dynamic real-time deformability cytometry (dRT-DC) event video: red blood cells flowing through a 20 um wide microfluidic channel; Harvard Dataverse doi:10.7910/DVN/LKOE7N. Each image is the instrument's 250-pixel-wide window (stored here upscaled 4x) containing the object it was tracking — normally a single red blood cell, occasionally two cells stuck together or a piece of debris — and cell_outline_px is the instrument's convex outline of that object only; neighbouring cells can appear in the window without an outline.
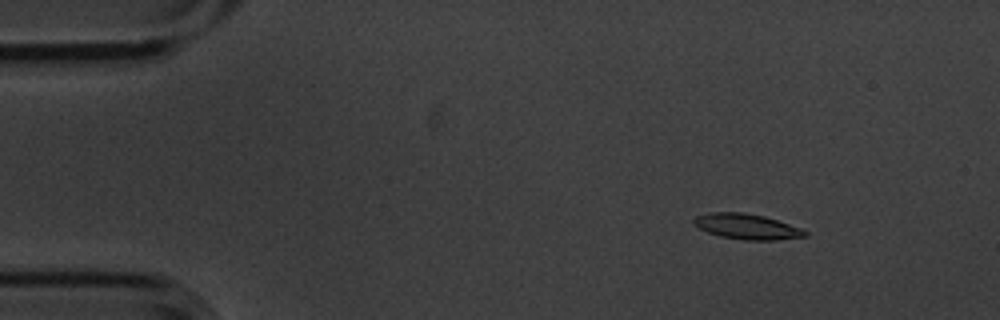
{"species": "common noctule bat (a hibernating species)", "species_latin": "Nyctalus noctula", "temperature_condition": "cold", "stored_images_in_passage": 8, "camera_frame_rate_fps": 3000, "um_per_image_px": 0.085, "animal": {"sex": "male", "body_mass_g": 20.1, "forearm_length_mm": 53.5}, "frame": {"image": 1, "passage_image": 1, "time_ms": 0.0, "image_size_px": [1000, 320], "cell_outline_px": [[808, 236], [776, 240], [744, 240], [720, 236], [708, 232], [692, 224], [692, 220], [696, 216], [708, 212], [744, 212], [764, 216], [800, 228], [808, 232]], "centroid_in_image_um": [63.45, 19.25], "position_along_channel_um": 21.5, "area_um2": 16.47}}
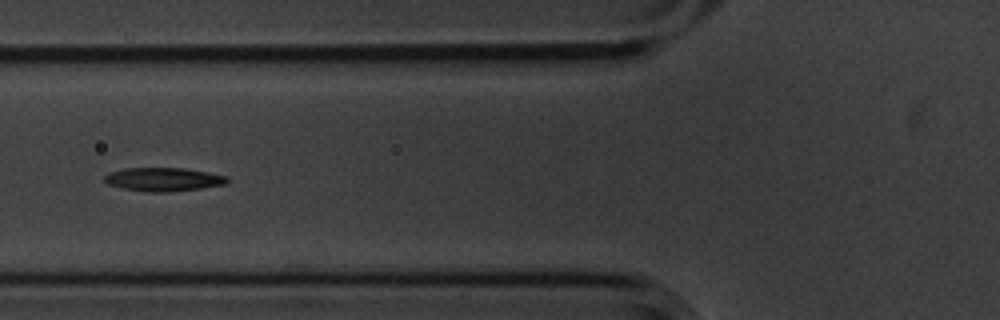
{"frame": {"image": 2, "passage_image": 5, "time_ms": 1.333, "image_size_px": [1000, 320], "cell_outline_px": [[228, 180], [224, 184], [200, 188], [168, 192], [144, 192], [120, 188], [108, 184], [104, 180], [104, 176], [112, 172], [124, 168], [184, 168], [208, 172], [228, 176]], "centroid_in_image_um": [13.87, 15.25], "position_along_channel_um": 111.9, "area_um2": 16.82}}
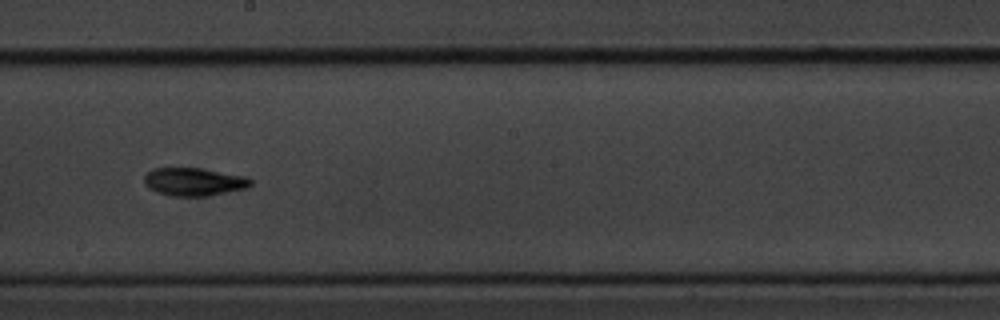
{"frame": {"image": 3, "passage_image": 8, "time_ms": 2.333, "image_size_px": [1000, 320], "cell_outline_px": [[252, 184], [248, 188], [208, 196], [168, 196], [156, 192], [148, 188], [144, 184], [144, 176], [152, 168], [200, 168], [244, 176], [252, 180]], "centroid_in_image_um": [16.46, 15.46], "position_along_channel_um": 231.7, "area_um2": 17.51}}